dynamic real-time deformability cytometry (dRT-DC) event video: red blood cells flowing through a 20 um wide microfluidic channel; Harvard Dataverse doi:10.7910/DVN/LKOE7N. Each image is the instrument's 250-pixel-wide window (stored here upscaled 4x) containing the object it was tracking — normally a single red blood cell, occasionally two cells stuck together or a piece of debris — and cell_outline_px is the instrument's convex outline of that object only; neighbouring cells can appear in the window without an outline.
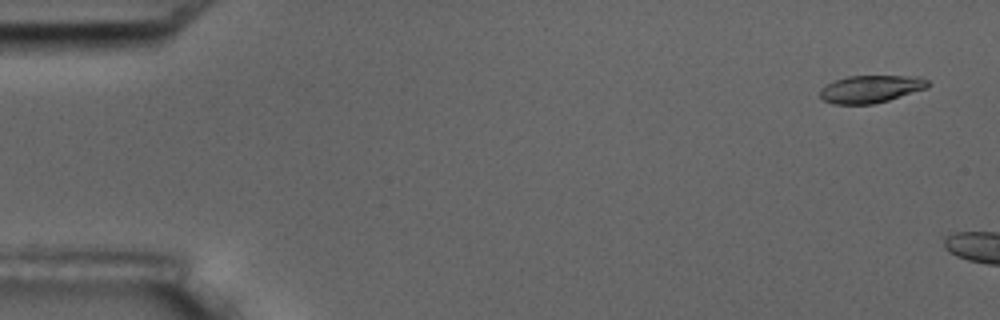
{"species": "common noctule bat (a hibernating species)", "species_latin": "Nyctalus noctula", "temperature_condition": "room temperature", "stored_images_in_passage": 3, "camera_frame_rate_fps": 3000, "um_per_image_px": 0.085, "animal": {"sex": "male", "body_mass_g": 17.5, "forearm_length_mm": 52.3}, "frame": {"image": 1, "passage_image": 1, "time_ms": 0.0, "image_size_px": [1000, 320], "cell_outline_px": [[928, 88], [888, 100], [872, 104], [832, 104], [824, 100], [820, 96], [820, 88], [836, 80], [848, 76], [916, 76], [928, 80]], "centroid_in_image_um": [74.01, 7.56], "position_along_channel_um": 11.0, "area_um2": 17.17}}